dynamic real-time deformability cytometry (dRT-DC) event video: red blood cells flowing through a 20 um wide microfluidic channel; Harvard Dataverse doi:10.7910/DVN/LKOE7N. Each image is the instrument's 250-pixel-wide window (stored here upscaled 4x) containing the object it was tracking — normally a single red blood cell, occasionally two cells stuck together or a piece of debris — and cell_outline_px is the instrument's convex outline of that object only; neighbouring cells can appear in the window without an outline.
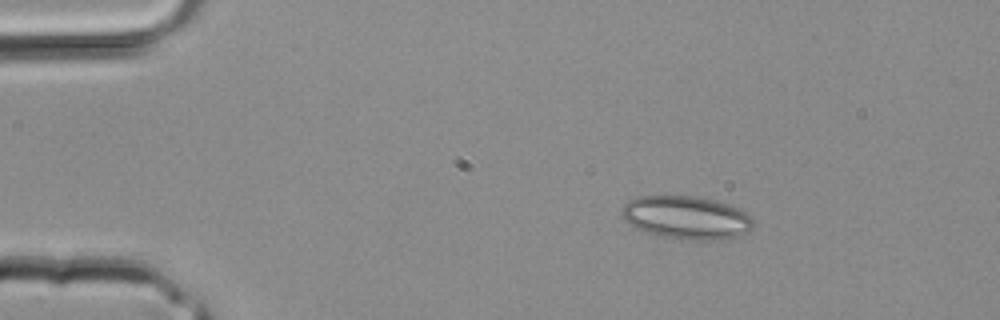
{"species": "common noctule bat (a hibernating species)", "species_latin": "Nyctalus noctula", "temperature_condition": "room temperature", "stored_images_in_passage": 2, "camera_frame_rate_fps": 3000, "um_per_image_px": 0.085, "animal": {"sex": "male", "body_mass_g": 20.4}, "frame": {"image": 1, "passage_image": 1, "time_ms": 0.0, "image_size_px": [1000, 320], "cell_outline_px": [[752, 228], [748, 232], [740, 236], [720, 240], [688, 240], [656, 236], [636, 228], [628, 224], [624, 220], [624, 204], [628, 200], [640, 196], [692, 196], [712, 200], [736, 208], [744, 212], [752, 220]], "centroid_in_image_um": [58.32, 18.52], "position_along_channel_um": 26.7, "area_um2": 32.83}}